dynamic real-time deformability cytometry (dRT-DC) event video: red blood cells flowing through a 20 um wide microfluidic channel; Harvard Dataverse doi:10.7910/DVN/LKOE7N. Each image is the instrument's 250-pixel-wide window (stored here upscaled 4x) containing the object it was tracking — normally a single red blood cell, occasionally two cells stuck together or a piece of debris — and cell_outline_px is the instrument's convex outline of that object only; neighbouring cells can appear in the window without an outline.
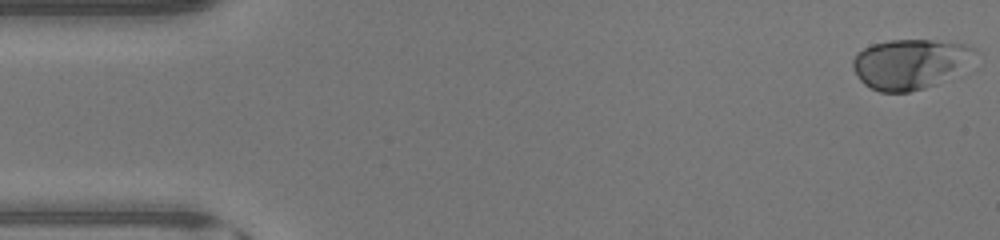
{"species": "human", "species_latin": "Homo sapiens", "temperature_condition": "warm", "stored_images_in_passage": 46, "camera_frame_rate_fps": 3000, "um_per_image_px": 0.085, "donor": {"sex": "male"}, "frame": {"image": 1, "passage_image": 1, "time_ms": 0.0, "image_size_px": [1000, 240], "cell_outline_px": [[976, 52], [936, 84], [924, 88], [908, 92], [880, 92], [864, 84], [860, 80], [852, 64], [852, 60], [856, 52], [872, 44], [888, 40], [932, 40], [964, 44], [976, 48]], "centroid_in_image_um": [77.21, 5.41], "position_along_channel_um": 7.8, "area_um2": 34.39}}
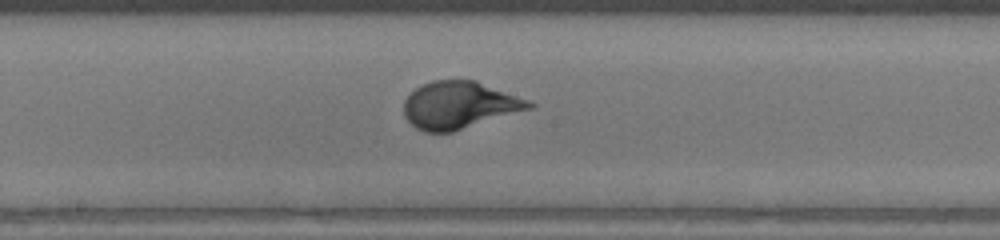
{"frame": {"image": 2, "passage_image": 24, "time_ms": 7.667, "image_size_px": [1000, 240], "cell_outline_px": [[536, 104], [532, 108], [452, 132], [424, 132], [416, 128], [404, 116], [404, 100], [416, 88], [432, 80], [476, 80], [528, 100]], "centroid_in_image_um": [39.03, 8.94], "position_along_channel_um": 209.2, "area_um2": 34.22}}
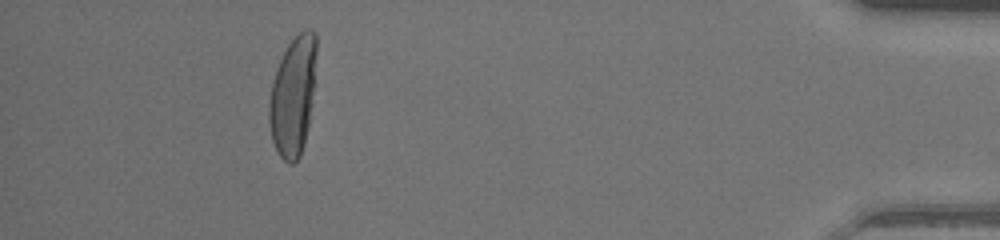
{"frame": {"image": 3, "passage_image": 42, "time_ms": 13.667, "image_size_px": [1000, 240], "cell_outline_px": [[316, 52], [312, 104], [304, 144], [300, 156], [292, 164], [288, 164], [280, 156], [272, 140], [268, 120], [268, 104], [272, 80], [276, 68], [288, 44], [304, 28], [312, 28], [316, 32]], "centroid_in_image_um": [24.89, 8.14], "position_along_channel_um": 410.3, "area_um2": 33.0}}